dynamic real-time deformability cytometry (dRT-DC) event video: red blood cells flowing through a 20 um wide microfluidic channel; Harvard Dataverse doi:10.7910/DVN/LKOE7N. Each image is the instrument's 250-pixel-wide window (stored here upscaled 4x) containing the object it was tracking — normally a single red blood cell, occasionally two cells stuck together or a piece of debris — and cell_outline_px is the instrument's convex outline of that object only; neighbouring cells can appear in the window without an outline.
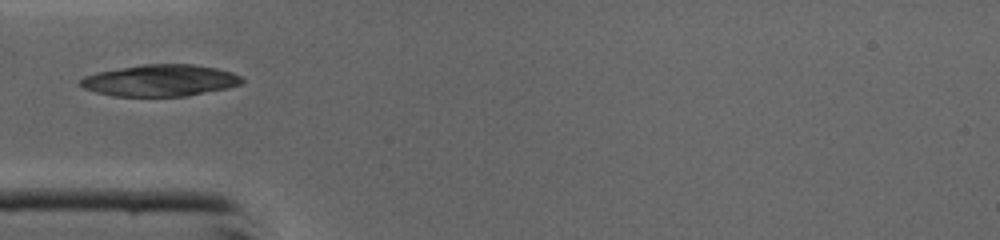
{"species": "common noctule bat (a hibernating species)", "species_latin": "Nyctalus noctula", "temperature_condition": "cold", "stored_images_in_passage": 32, "camera_frame_rate_fps": 3000, "um_per_image_px": 0.085, "animal": {"sex": "male", "body_mass_g": 19.0, "forearm_length_mm": 50.8}, "frame": {"image": 1, "passage_image": 1, "time_ms": 0.0, "image_size_px": [1000, 240], "cell_outline_px": [[244, 80], [240, 84], [228, 88], [188, 96], [112, 96], [96, 92], [84, 88], [80, 84], [80, 80], [84, 76], [96, 72], [140, 64], [192, 64], [216, 68], [232, 72], [240, 76]], "centroid_in_image_um": [13.61, 6.83], "position_along_channel_um": 71.4, "area_um2": 29.88}}
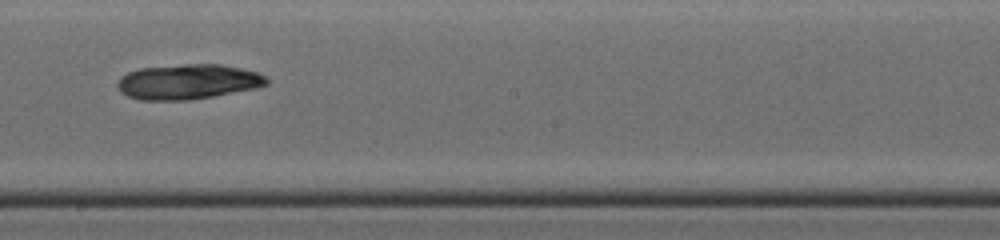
{"frame": {"image": 2, "passage_image": 12, "time_ms": 3.667, "image_size_px": [1000, 240], "cell_outline_px": [[268, 84], [256, 88], [212, 96], [184, 100], [140, 100], [128, 96], [120, 92], [116, 84], [120, 76], [128, 72], [140, 68], [184, 64], [220, 64], [240, 68], [256, 72], [268, 76]], "centroid_in_image_um": [15.96, 6.94], "position_along_channel_um": 232.2, "area_um2": 30.46}}
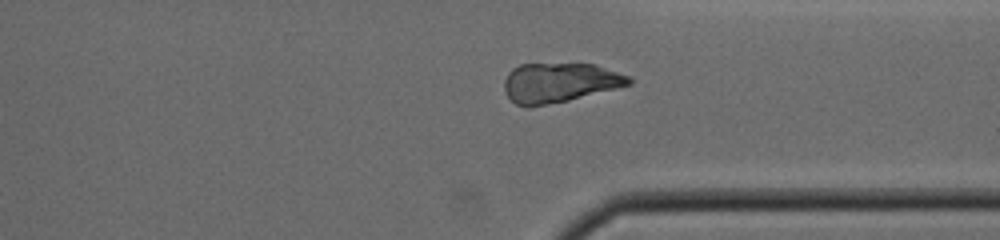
{"frame": {"image": 3, "passage_image": 21, "time_ms": 6.667, "image_size_px": [1000, 240], "cell_outline_px": [[632, 84], [568, 100], [528, 108], [524, 108], [516, 104], [508, 96], [504, 88], [504, 80], [508, 72], [512, 68], [520, 64], [596, 64], [632, 76]], "centroid_in_image_um": [47.56, 7.02], "position_along_channel_um": 363.8, "area_um2": 28.9}}